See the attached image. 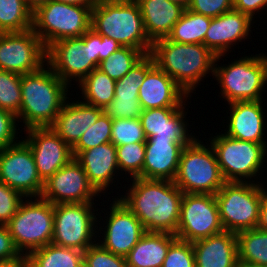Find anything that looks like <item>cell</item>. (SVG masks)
<instances>
[{"instance_id": "44dd1931", "label": "cell", "mask_w": 267, "mask_h": 267, "mask_svg": "<svg viewBox=\"0 0 267 267\" xmlns=\"http://www.w3.org/2000/svg\"><path fill=\"white\" fill-rule=\"evenodd\" d=\"M188 102L181 108H151L143 110L139 119L146 138L193 142L198 136L195 137L190 133L189 121L186 118Z\"/></svg>"}, {"instance_id": "d590c367", "label": "cell", "mask_w": 267, "mask_h": 267, "mask_svg": "<svg viewBox=\"0 0 267 267\" xmlns=\"http://www.w3.org/2000/svg\"><path fill=\"white\" fill-rule=\"evenodd\" d=\"M143 56L139 49L120 47L112 56L102 60L98 69L117 81L123 78Z\"/></svg>"}, {"instance_id": "f546056e", "label": "cell", "mask_w": 267, "mask_h": 267, "mask_svg": "<svg viewBox=\"0 0 267 267\" xmlns=\"http://www.w3.org/2000/svg\"><path fill=\"white\" fill-rule=\"evenodd\" d=\"M83 251L50 243L32 251L29 267H83Z\"/></svg>"}, {"instance_id": "ee69618b", "label": "cell", "mask_w": 267, "mask_h": 267, "mask_svg": "<svg viewBox=\"0 0 267 267\" xmlns=\"http://www.w3.org/2000/svg\"><path fill=\"white\" fill-rule=\"evenodd\" d=\"M17 126L19 127L17 116L10 111L0 109V149L20 141L21 135L18 137V133L21 132Z\"/></svg>"}, {"instance_id": "7dc6e473", "label": "cell", "mask_w": 267, "mask_h": 267, "mask_svg": "<svg viewBox=\"0 0 267 267\" xmlns=\"http://www.w3.org/2000/svg\"><path fill=\"white\" fill-rule=\"evenodd\" d=\"M233 9L249 15L253 20L256 14L267 10V0H233Z\"/></svg>"}, {"instance_id": "f1b7e54d", "label": "cell", "mask_w": 267, "mask_h": 267, "mask_svg": "<svg viewBox=\"0 0 267 267\" xmlns=\"http://www.w3.org/2000/svg\"><path fill=\"white\" fill-rule=\"evenodd\" d=\"M116 81L102 72L100 69H94L87 75L78 86L82 98L86 104L105 109L111 103L115 96Z\"/></svg>"}, {"instance_id": "5b68a950", "label": "cell", "mask_w": 267, "mask_h": 267, "mask_svg": "<svg viewBox=\"0 0 267 267\" xmlns=\"http://www.w3.org/2000/svg\"><path fill=\"white\" fill-rule=\"evenodd\" d=\"M260 52L255 55H245L233 59L228 64L218 65L221 56H217L214 64L213 78L220 87L218 97L225 99V103L236 101L264 100L267 92V57ZM264 92V93H263Z\"/></svg>"}, {"instance_id": "4fadbf2b", "label": "cell", "mask_w": 267, "mask_h": 267, "mask_svg": "<svg viewBox=\"0 0 267 267\" xmlns=\"http://www.w3.org/2000/svg\"><path fill=\"white\" fill-rule=\"evenodd\" d=\"M111 200L113 201L107 208L110 211L104 213L107 216L104 215L103 219L100 215L101 212L98 215L97 220L101 221L102 219L103 226L99 223L100 221H97V224L100 225L99 228L97 227V242L109 252L125 257L146 233V230L124 203L117 197L113 198V196Z\"/></svg>"}, {"instance_id": "9a60e30c", "label": "cell", "mask_w": 267, "mask_h": 267, "mask_svg": "<svg viewBox=\"0 0 267 267\" xmlns=\"http://www.w3.org/2000/svg\"><path fill=\"white\" fill-rule=\"evenodd\" d=\"M47 49L33 29L0 33V70L24 75L46 64Z\"/></svg>"}, {"instance_id": "277c9868", "label": "cell", "mask_w": 267, "mask_h": 267, "mask_svg": "<svg viewBox=\"0 0 267 267\" xmlns=\"http://www.w3.org/2000/svg\"><path fill=\"white\" fill-rule=\"evenodd\" d=\"M91 29L116 40L121 47L139 49L144 55L151 52L152 42L136 0H99L91 10Z\"/></svg>"}, {"instance_id": "f35d334b", "label": "cell", "mask_w": 267, "mask_h": 267, "mask_svg": "<svg viewBox=\"0 0 267 267\" xmlns=\"http://www.w3.org/2000/svg\"><path fill=\"white\" fill-rule=\"evenodd\" d=\"M147 140L140 119H113L111 142L115 146Z\"/></svg>"}, {"instance_id": "7bdbcfd3", "label": "cell", "mask_w": 267, "mask_h": 267, "mask_svg": "<svg viewBox=\"0 0 267 267\" xmlns=\"http://www.w3.org/2000/svg\"><path fill=\"white\" fill-rule=\"evenodd\" d=\"M25 199L18 191L0 182V224L6 225Z\"/></svg>"}, {"instance_id": "4dcf8cb0", "label": "cell", "mask_w": 267, "mask_h": 267, "mask_svg": "<svg viewBox=\"0 0 267 267\" xmlns=\"http://www.w3.org/2000/svg\"><path fill=\"white\" fill-rule=\"evenodd\" d=\"M211 19L186 8L167 39L182 44H203Z\"/></svg>"}, {"instance_id": "7c38bea8", "label": "cell", "mask_w": 267, "mask_h": 267, "mask_svg": "<svg viewBox=\"0 0 267 267\" xmlns=\"http://www.w3.org/2000/svg\"><path fill=\"white\" fill-rule=\"evenodd\" d=\"M94 204L96 205L97 203L55 204L51 243L62 247L79 249L83 252L95 244L97 242L96 227H99L97 224V212L99 209Z\"/></svg>"}, {"instance_id": "3957f363", "label": "cell", "mask_w": 267, "mask_h": 267, "mask_svg": "<svg viewBox=\"0 0 267 267\" xmlns=\"http://www.w3.org/2000/svg\"><path fill=\"white\" fill-rule=\"evenodd\" d=\"M155 64L189 96L207 74L214 75L216 57L204 44H182L161 38L152 43Z\"/></svg>"}, {"instance_id": "6da1fadb", "label": "cell", "mask_w": 267, "mask_h": 267, "mask_svg": "<svg viewBox=\"0 0 267 267\" xmlns=\"http://www.w3.org/2000/svg\"><path fill=\"white\" fill-rule=\"evenodd\" d=\"M125 195L116 196L139 219L146 232L176 234L183 192L174 181L130 179ZM130 185V186H129ZM127 192V193H126Z\"/></svg>"}, {"instance_id": "9c48e42d", "label": "cell", "mask_w": 267, "mask_h": 267, "mask_svg": "<svg viewBox=\"0 0 267 267\" xmlns=\"http://www.w3.org/2000/svg\"><path fill=\"white\" fill-rule=\"evenodd\" d=\"M21 255L51 243L54 229V205L42 197H27L6 224Z\"/></svg>"}, {"instance_id": "b9f144b4", "label": "cell", "mask_w": 267, "mask_h": 267, "mask_svg": "<svg viewBox=\"0 0 267 267\" xmlns=\"http://www.w3.org/2000/svg\"><path fill=\"white\" fill-rule=\"evenodd\" d=\"M104 112L113 119H139L143 108L139 98H114Z\"/></svg>"}, {"instance_id": "bcb514c9", "label": "cell", "mask_w": 267, "mask_h": 267, "mask_svg": "<svg viewBox=\"0 0 267 267\" xmlns=\"http://www.w3.org/2000/svg\"><path fill=\"white\" fill-rule=\"evenodd\" d=\"M22 255L14 245L13 239L6 225L0 224V261H10Z\"/></svg>"}, {"instance_id": "f6af8a7d", "label": "cell", "mask_w": 267, "mask_h": 267, "mask_svg": "<svg viewBox=\"0 0 267 267\" xmlns=\"http://www.w3.org/2000/svg\"><path fill=\"white\" fill-rule=\"evenodd\" d=\"M187 9L215 18L233 9V0H190Z\"/></svg>"}, {"instance_id": "484cf974", "label": "cell", "mask_w": 267, "mask_h": 267, "mask_svg": "<svg viewBox=\"0 0 267 267\" xmlns=\"http://www.w3.org/2000/svg\"><path fill=\"white\" fill-rule=\"evenodd\" d=\"M192 244L196 267H235L238 260L236 233L223 231Z\"/></svg>"}, {"instance_id": "ab89813d", "label": "cell", "mask_w": 267, "mask_h": 267, "mask_svg": "<svg viewBox=\"0 0 267 267\" xmlns=\"http://www.w3.org/2000/svg\"><path fill=\"white\" fill-rule=\"evenodd\" d=\"M83 267H127L126 259L103 248L98 242L83 253Z\"/></svg>"}, {"instance_id": "c3c4849f", "label": "cell", "mask_w": 267, "mask_h": 267, "mask_svg": "<svg viewBox=\"0 0 267 267\" xmlns=\"http://www.w3.org/2000/svg\"><path fill=\"white\" fill-rule=\"evenodd\" d=\"M260 183V213L256 228L267 231V187Z\"/></svg>"}, {"instance_id": "816d5d0a", "label": "cell", "mask_w": 267, "mask_h": 267, "mask_svg": "<svg viewBox=\"0 0 267 267\" xmlns=\"http://www.w3.org/2000/svg\"><path fill=\"white\" fill-rule=\"evenodd\" d=\"M59 3H65L68 5H78L82 7H91L93 8L99 0H52Z\"/></svg>"}, {"instance_id": "e0dca14e", "label": "cell", "mask_w": 267, "mask_h": 267, "mask_svg": "<svg viewBox=\"0 0 267 267\" xmlns=\"http://www.w3.org/2000/svg\"><path fill=\"white\" fill-rule=\"evenodd\" d=\"M99 195L83 167L73 158L44 182L41 197L55 205L94 202Z\"/></svg>"}, {"instance_id": "ffe728a7", "label": "cell", "mask_w": 267, "mask_h": 267, "mask_svg": "<svg viewBox=\"0 0 267 267\" xmlns=\"http://www.w3.org/2000/svg\"><path fill=\"white\" fill-rule=\"evenodd\" d=\"M263 102L264 100L229 103L227 114L230 115L227 116L228 125L225 124L226 129L223 133L231 138L267 144V139H264L267 133V119L265 118L267 113L263 110L265 109Z\"/></svg>"}, {"instance_id": "74e56055", "label": "cell", "mask_w": 267, "mask_h": 267, "mask_svg": "<svg viewBox=\"0 0 267 267\" xmlns=\"http://www.w3.org/2000/svg\"><path fill=\"white\" fill-rule=\"evenodd\" d=\"M21 76L0 70V109L17 115L22 104Z\"/></svg>"}, {"instance_id": "db71d44e", "label": "cell", "mask_w": 267, "mask_h": 267, "mask_svg": "<svg viewBox=\"0 0 267 267\" xmlns=\"http://www.w3.org/2000/svg\"><path fill=\"white\" fill-rule=\"evenodd\" d=\"M235 267H266V266H262L259 264H253V263H249V262H245V261H241V260H237Z\"/></svg>"}, {"instance_id": "f907efd6", "label": "cell", "mask_w": 267, "mask_h": 267, "mask_svg": "<svg viewBox=\"0 0 267 267\" xmlns=\"http://www.w3.org/2000/svg\"><path fill=\"white\" fill-rule=\"evenodd\" d=\"M0 267H29V262L27 256L22 255L14 260L0 261Z\"/></svg>"}, {"instance_id": "cb8c5ba5", "label": "cell", "mask_w": 267, "mask_h": 267, "mask_svg": "<svg viewBox=\"0 0 267 267\" xmlns=\"http://www.w3.org/2000/svg\"><path fill=\"white\" fill-rule=\"evenodd\" d=\"M75 159L85 170L91 185L100 196L105 194V198L107 190L116 182L114 179L122 176L117 163L116 146L112 142L84 150Z\"/></svg>"}, {"instance_id": "f5cc1de1", "label": "cell", "mask_w": 267, "mask_h": 267, "mask_svg": "<svg viewBox=\"0 0 267 267\" xmlns=\"http://www.w3.org/2000/svg\"><path fill=\"white\" fill-rule=\"evenodd\" d=\"M28 8L34 12L36 11L40 6L47 3L49 0H24Z\"/></svg>"}, {"instance_id": "603a6c76", "label": "cell", "mask_w": 267, "mask_h": 267, "mask_svg": "<svg viewBox=\"0 0 267 267\" xmlns=\"http://www.w3.org/2000/svg\"><path fill=\"white\" fill-rule=\"evenodd\" d=\"M192 142H176L174 139L147 138L143 179L174 181L179 168L183 148Z\"/></svg>"}, {"instance_id": "8d00e7d4", "label": "cell", "mask_w": 267, "mask_h": 267, "mask_svg": "<svg viewBox=\"0 0 267 267\" xmlns=\"http://www.w3.org/2000/svg\"><path fill=\"white\" fill-rule=\"evenodd\" d=\"M112 122L113 120L103 112L96 123L89 127L72 147L73 157L84 150L111 142Z\"/></svg>"}, {"instance_id": "52a82bcc", "label": "cell", "mask_w": 267, "mask_h": 267, "mask_svg": "<svg viewBox=\"0 0 267 267\" xmlns=\"http://www.w3.org/2000/svg\"><path fill=\"white\" fill-rule=\"evenodd\" d=\"M215 134L208 138V142L215 151L224 180L261 183L258 179L265 178L261 175L263 168L267 169L264 164L267 162V144L231 138L220 132Z\"/></svg>"}, {"instance_id": "ac0fdd59", "label": "cell", "mask_w": 267, "mask_h": 267, "mask_svg": "<svg viewBox=\"0 0 267 267\" xmlns=\"http://www.w3.org/2000/svg\"><path fill=\"white\" fill-rule=\"evenodd\" d=\"M23 131L26 136L21 138L30 147L43 182L74 158L72 148L50 127H31Z\"/></svg>"}, {"instance_id": "d6986e66", "label": "cell", "mask_w": 267, "mask_h": 267, "mask_svg": "<svg viewBox=\"0 0 267 267\" xmlns=\"http://www.w3.org/2000/svg\"><path fill=\"white\" fill-rule=\"evenodd\" d=\"M254 23L249 15L231 9L211 19L203 44L215 56L225 57L227 53L232 52V47H236L234 46L236 43L238 45V43L252 37L250 33Z\"/></svg>"}, {"instance_id": "1f68e13d", "label": "cell", "mask_w": 267, "mask_h": 267, "mask_svg": "<svg viewBox=\"0 0 267 267\" xmlns=\"http://www.w3.org/2000/svg\"><path fill=\"white\" fill-rule=\"evenodd\" d=\"M33 27V12L24 0H0V33L24 32Z\"/></svg>"}, {"instance_id": "681fc988", "label": "cell", "mask_w": 267, "mask_h": 267, "mask_svg": "<svg viewBox=\"0 0 267 267\" xmlns=\"http://www.w3.org/2000/svg\"><path fill=\"white\" fill-rule=\"evenodd\" d=\"M101 61L112 56L120 47L119 43L107 36H101Z\"/></svg>"}, {"instance_id": "4316f807", "label": "cell", "mask_w": 267, "mask_h": 267, "mask_svg": "<svg viewBox=\"0 0 267 267\" xmlns=\"http://www.w3.org/2000/svg\"><path fill=\"white\" fill-rule=\"evenodd\" d=\"M136 2L140 6L146 35L152 43L167 38L186 9L170 0H136Z\"/></svg>"}, {"instance_id": "7402d4cb", "label": "cell", "mask_w": 267, "mask_h": 267, "mask_svg": "<svg viewBox=\"0 0 267 267\" xmlns=\"http://www.w3.org/2000/svg\"><path fill=\"white\" fill-rule=\"evenodd\" d=\"M190 97L192 98L156 64L146 73L138 93L143 110L181 108Z\"/></svg>"}, {"instance_id": "11a10c76", "label": "cell", "mask_w": 267, "mask_h": 267, "mask_svg": "<svg viewBox=\"0 0 267 267\" xmlns=\"http://www.w3.org/2000/svg\"><path fill=\"white\" fill-rule=\"evenodd\" d=\"M170 1L178 3V4L182 5V6H184L185 8H187V6H188V4L190 2V0H170Z\"/></svg>"}, {"instance_id": "5bb4252c", "label": "cell", "mask_w": 267, "mask_h": 267, "mask_svg": "<svg viewBox=\"0 0 267 267\" xmlns=\"http://www.w3.org/2000/svg\"><path fill=\"white\" fill-rule=\"evenodd\" d=\"M223 231L213 194H183L175 234L178 239L193 243Z\"/></svg>"}, {"instance_id": "83f0119b", "label": "cell", "mask_w": 267, "mask_h": 267, "mask_svg": "<svg viewBox=\"0 0 267 267\" xmlns=\"http://www.w3.org/2000/svg\"><path fill=\"white\" fill-rule=\"evenodd\" d=\"M177 239L166 232H146L125 256L127 267H162L170 245Z\"/></svg>"}, {"instance_id": "8992f818", "label": "cell", "mask_w": 267, "mask_h": 267, "mask_svg": "<svg viewBox=\"0 0 267 267\" xmlns=\"http://www.w3.org/2000/svg\"><path fill=\"white\" fill-rule=\"evenodd\" d=\"M101 42V35L91 28L82 37L58 40L47 48L46 64L72 88V81L78 85L98 68Z\"/></svg>"}, {"instance_id": "836d02e7", "label": "cell", "mask_w": 267, "mask_h": 267, "mask_svg": "<svg viewBox=\"0 0 267 267\" xmlns=\"http://www.w3.org/2000/svg\"><path fill=\"white\" fill-rule=\"evenodd\" d=\"M116 156L119 171L123 180L125 177L128 180L127 183H129V179L137 177L143 178L145 142L116 146ZM123 174H125V176H123Z\"/></svg>"}, {"instance_id": "e575fe53", "label": "cell", "mask_w": 267, "mask_h": 267, "mask_svg": "<svg viewBox=\"0 0 267 267\" xmlns=\"http://www.w3.org/2000/svg\"><path fill=\"white\" fill-rule=\"evenodd\" d=\"M154 65L152 55L145 54L123 78L116 81L114 98H138L146 73Z\"/></svg>"}, {"instance_id": "d6a6232c", "label": "cell", "mask_w": 267, "mask_h": 267, "mask_svg": "<svg viewBox=\"0 0 267 267\" xmlns=\"http://www.w3.org/2000/svg\"><path fill=\"white\" fill-rule=\"evenodd\" d=\"M238 259L267 267V231L254 228L236 234Z\"/></svg>"}, {"instance_id": "ba28073f", "label": "cell", "mask_w": 267, "mask_h": 267, "mask_svg": "<svg viewBox=\"0 0 267 267\" xmlns=\"http://www.w3.org/2000/svg\"><path fill=\"white\" fill-rule=\"evenodd\" d=\"M203 143L196 138L181 152L174 183L183 193L215 195L226 182L213 147Z\"/></svg>"}, {"instance_id": "d4e9b609", "label": "cell", "mask_w": 267, "mask_h": 267, "mask_svg": "<svg viewBox=\"0 0 267 267\" xmlns=\"http://www.w3.org/2000/svg\"><path fill=\"white\" fill-rule=\"evenodd\" d=\"M69 98L50 128L72 148L88 128L96 123L104 109Z\"/></svg>"}, {"instance_id": "30bf717a", "label": "cell", "mask_w": 267, "mask_h": 267, "mask_svg": "<svg viewBox=\"0 0 267 267\" xmlns=\"http://www.w3.org/2000/svg\"><path fill=\"white\" fill-rule=\"evenodd\" d=\"M91 10L49 0L33 12L32 29L47 49L58 40L82 37L91 28Z\"/></svg>"}, {"instance_id": "8fae6325", "label": "cell", "mask_w": 267, "mask_h": 267, "mask_svg": "<svg viewBox=\"0 0 267 267\" xmlns=\"http://www.w3.org/2000/svg\"><path fill=\"white\" fill-rule=\"evenodd\" d=\"M224 231L254 229L260 213V183L225 182L214 195Z\"/></svg>"}, {"instance_id": "2e32d148", "label": "cell", "mask_w": 267, "mask_h": 267, "mask_svg": "<svg viewBox=\"0 0 267 267\" xmlns=\"http://www.w3.org/2000/svg\"><path fill=\"white\" fill-rule=\"evenodd\" d=\"M0 182L25 198L41 197L44 182L38 175L32 151L23 139L0 149Z\"/></svg>"}, {"instance_id": "60d3db41", "label": "cell", "mask_w": 267, "mask_h": 267, "mask_svg": "<svg viewBox=\"0 0 267 267\" xmlns=\"http://www.w3.org/2000/svg\"><path fill=\"white\" fill-rule=\"evenodd\" d=\"M162 267H196L193 244L177 238L170 245Z\"/></svg>"}, {"instance_id": "7a4b0ae2", "label": "cell", "mask_w": 267, "mask_h": 267, "mask_svg": "<svg viewBox=\"0 0 267 267\" xmlns=\"http://www.w3.org/2000/svg\"><path fill=\"white\" fill-rule=\"evenodd\" d=\"M68 89L47 64L34 73L22 75V104L16 115L18 123L23 122L21 128L50 127L71 94Z\"/></svg>"}]
</instances>
